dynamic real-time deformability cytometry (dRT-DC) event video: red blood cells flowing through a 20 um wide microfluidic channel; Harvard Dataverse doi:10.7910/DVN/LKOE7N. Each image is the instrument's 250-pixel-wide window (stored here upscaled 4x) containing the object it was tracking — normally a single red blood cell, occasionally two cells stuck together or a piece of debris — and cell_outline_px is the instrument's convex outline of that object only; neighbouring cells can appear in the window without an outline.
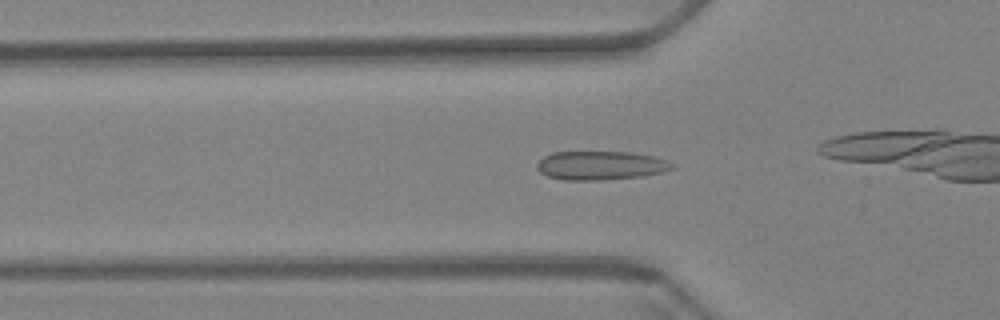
{"species": "Egyptian fruit bat (a non-hibernating species)", "species_latin": "Rousettus aegyptiacus", "temperature_condition": "warm", "stored_images_in_passage": 50, "camera_frame_rate_fps": 3000, "um_per_image_px": 0.085, "animal": {"sex": "female"}, "frame": {"image": 1, "passage_image": 21, "time_ms": 6.667, "image_size_px": [1000, 320], "cell_outline_px": [[676, 168], [644, 176], [600, 180], [564, 180], [548, 176], [540, 172], [536, 168], [536, 164], [544, 156], [552, 152], [628, 152], [652, 156], [664, 160], [672, 164]], "centroid_in_image_um": [51.01, 14.07], "position_along_channel_um": 74.8, "area_um2": 22.54}}
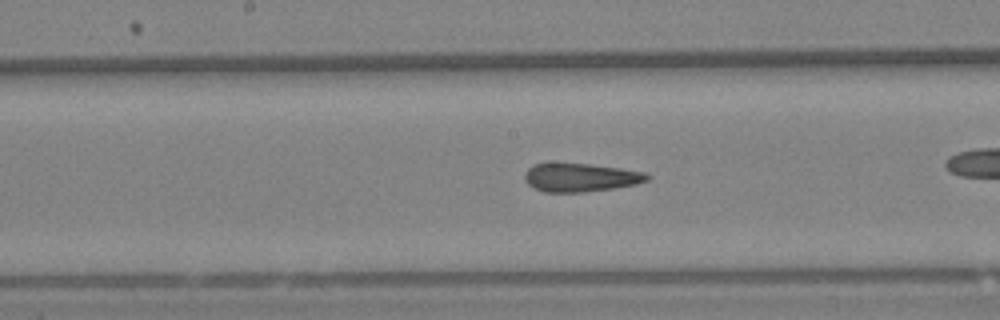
{"frame": {"image": 2, "passage_image": 32, "time_ms": 10.333, "image_size_px": [1000, 320], "cell_outline_px": [[652, 176], [648, 180], [636, 184], [612, 188], [584, 192], [544, 192], [528, 184], [524, 180], [524, 176], [528, 168], [532, 164], [548, 160], [588, 164], [644, 172]], "centroid_in_image_um": [49.25, 15.04], "position_along_channel_um": 198.9, "area_um2": 20.75}}
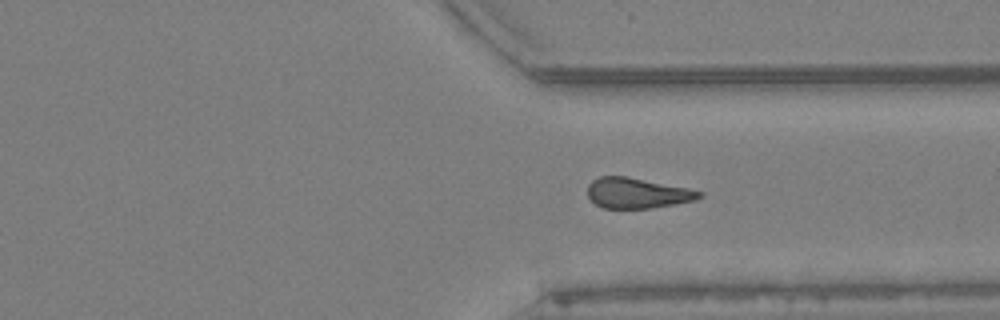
{"frame": {"image": 3, "passage_image": 46, "time_ms": 15.0, "image_size_px": [1000, 320], "cell_outline_px": [[704, 196], [696, 200], [652, 208], [604, 208], [596, 204], [588, 196], [588, 184], [592, 180], [600, 176], [628, 176], [688, 188], [704, 192]], "centroid_in_image_um": [54.19, 16.4], "position_along_channel_um": 357.2, "area_um2": 19.88}}